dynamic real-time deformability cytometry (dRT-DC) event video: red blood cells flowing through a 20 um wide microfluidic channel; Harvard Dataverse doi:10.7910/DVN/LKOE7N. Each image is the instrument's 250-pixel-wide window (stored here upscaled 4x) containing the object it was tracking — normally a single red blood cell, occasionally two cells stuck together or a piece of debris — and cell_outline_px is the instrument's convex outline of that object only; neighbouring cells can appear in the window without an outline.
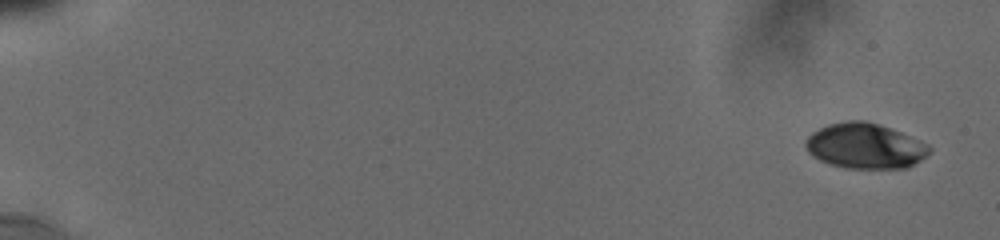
{"species": "human", "species_latin": "Homo sapiens", "temperature_condition": "cold", "stored_images_in_passage": 30, "camera_frame_rate_fps": 3000, "um_per_image_px": 0.085, "donor": {"sex": "male"}, "frame": {"image": 1, "passage_image": 1, "time_ms": 0.0, "image_size_px": [1000, 240], "cell_outline_px": [[932, 152], [908, 168], [844, 168], [828, 164], [812, 156], [808, 152], [804, 144], [804, 140], [812, 132], [828, 124], [844, 120], [864, 120], [900, 132], [920, 140], [928, 144], [932, 148]], "centroid_in_image_um": [73.51, 12.41], "position_along_channel_um": 11.5, "area_um2": 32.89}}
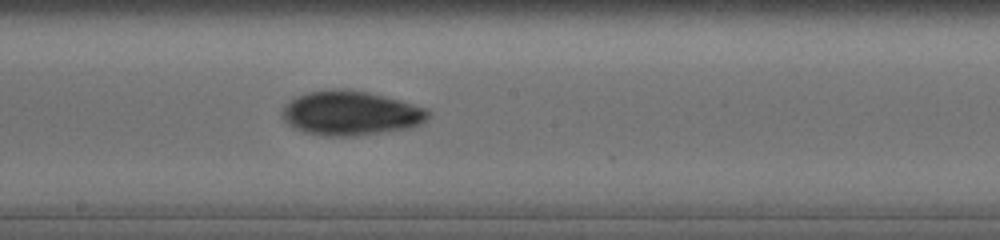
{"frame": {"image": 2, "passage_image": 18, "time_ms": 10.333, "image_size_px": [1000, 240], "cell_outline_px": [[428, 116], [420, 124], [408, 128], [352, 136], [328, 136], [304, 132], [292, 128], [284, 120], [280, 112], [284, 104], [296, 96], [308, 92], [332, 88], [352, 88], [384, 96], [424, 108], [428, 112]], "centroid_in_image_um": [29.7, 9.6], "position_along_channel_um": 218.5, "area_um2": 37.69}}
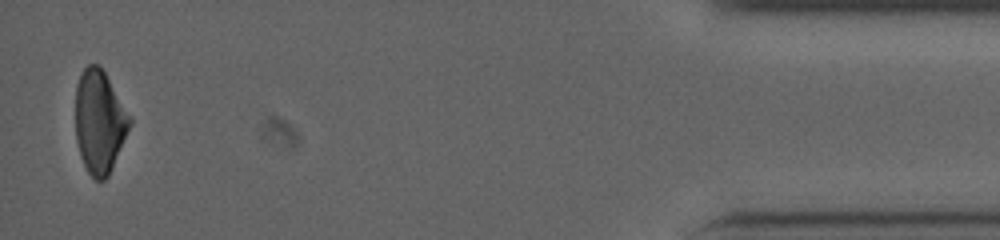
{"frame": {"image": 3, "passage_image": 30, "time_ms": 17.667, "image_size_px": [1000, 240], "cell_outline_px": [[132, 124], [108, 176], [104, 180], [96, 180], [88, 172], [80, 156], [76, 140], [76, 84], [80, 72], [88, 64], [96, 64], [104, 72], [132, 120]], "centroid_in_image_um": [8.44, 10.35], "position_along_channel_um": 426.8, "area_um2": 32.25}, "authors_computed_cell_mechanics": {"area_um2": 35.1135, "velocity_mm_per_s": 3.825, "shape_relaxation_time_tau1_ms": 11.2145, "shape_relaxation_time_tau2_ms": 10.013, "deformation_change_tau1": 0.1808, "deformation_change_tau2": 0.1367}}